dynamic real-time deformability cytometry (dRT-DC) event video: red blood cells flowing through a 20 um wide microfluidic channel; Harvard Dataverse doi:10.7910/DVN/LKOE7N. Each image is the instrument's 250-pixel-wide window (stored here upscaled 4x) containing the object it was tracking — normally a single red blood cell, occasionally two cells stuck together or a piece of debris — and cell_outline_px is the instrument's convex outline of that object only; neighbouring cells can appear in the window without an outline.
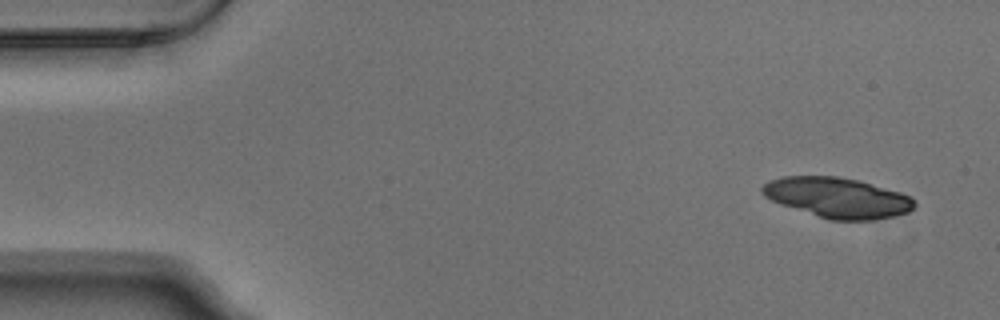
{"species": "Egyptian fruit bat (a non-hibernating species)", "species_latin": "Rousettus aegyptiacus", "temperature_condition": "warm", "stored_images_in_passage": 7, "camera_frame_rate_fps": 3000, "um_per_image_px": 0.085, "animal": {"sex": "male"}, "frame": {"image": 1, "passage_image": 1, "time_ms": 0.0, "image_size_px": [1000, 320], "cell_outline_px": [[916, 204], [908, 212], [892, 216], [872, 220], [828, 220], [780, 204], [764, 196], [760, 192], [760, 188], [768, 180], [784, 176], [836, 176], [856, 180], [900, 192], [912, 196], [916, 200]], "centroid_in_image_um": [71.16, 16.8], "position_along_channel_um": 13.8, "area_um2": 35.72}}
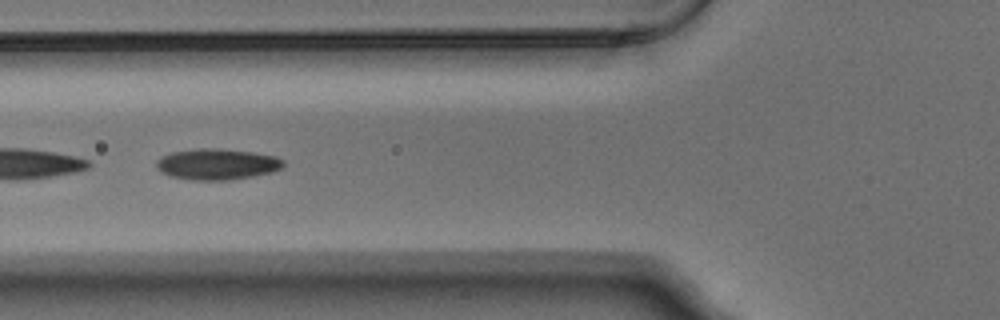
{"frame": {"image": 2, "passage_image": 5, "time_ms": 1.333, "image_size_px": [1000, 320], "cell_outline_px": [[284, 164], [280, 168], [272, 172], [252, 176], [228, 180], [192, 180], [172, 176], [160, 172], [156, 168], [156, 160], [160, 156], [172, 152], [196, 148], [216, 148], [252, 152], [276, 156], [284, 160]], "centroid_in_image_um": [18.41, 13.95], "position_along_channel_um": 107.4, "area_um2": 23.0}}
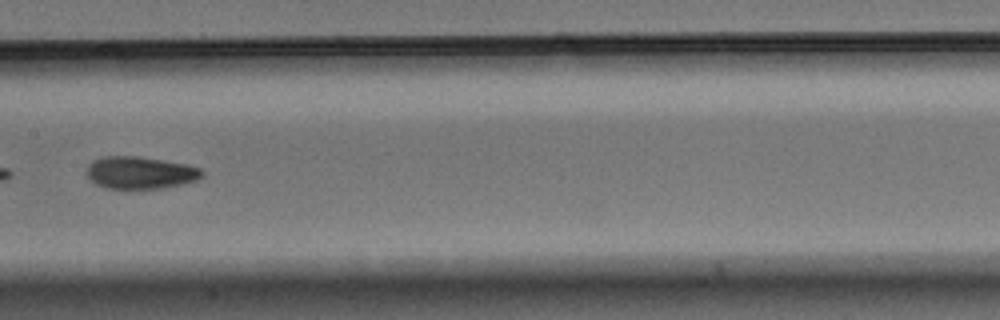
{"frame": {"image": 3, "passage_image": 7, "time_ms": 2.0, "image_size_px": [1000, 320], "cell_outline_px": [[204, 176], [196, 180], [184, 184], [164, 188], [104, 188], [96, 184], [88, 176], [88, 164], [92, 160], [100, 156], [140, 156], [188, 164], [200, 168], [204, 172]], "centroid_in_image_um": [11.95, 14.66], "position_along_channel_um": 195.4, "area_um2": 21.91}}